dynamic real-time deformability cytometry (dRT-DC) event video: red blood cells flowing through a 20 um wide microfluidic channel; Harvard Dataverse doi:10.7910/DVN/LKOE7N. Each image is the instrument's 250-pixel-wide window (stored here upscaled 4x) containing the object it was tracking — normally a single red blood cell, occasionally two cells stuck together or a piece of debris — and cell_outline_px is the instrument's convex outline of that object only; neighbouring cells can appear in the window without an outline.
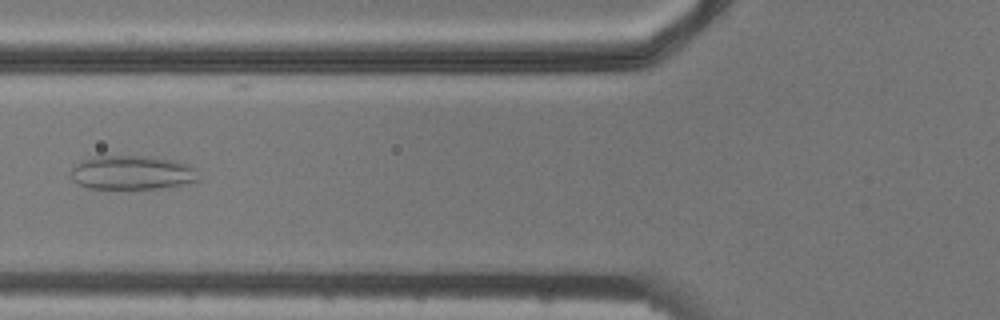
{"species": "common noctule bat (a hibernating species)", "species_latin": "Nyctalus noctula", "temperature_condition": "cold", "stored_images_in_passage": 7, "camera_frame_rate_fps": 3000, "um_per_image_px": 0.085, "animal": {"sex": "male", "body_mass_g": 20.5, "forearm_length_mm": 52.5}, "frame": {"image": 1, "passage_image": 6, "time_ms": 5.667, "image_size_px": [1000, 320], "cell_outline_px": [[200, 180], [160, 188], [88, 188], [76, 184], [72, 180], [72, 168], [80, 160], [96, 156], [148, 156], [172, 160], [188, 164], [196, 168]], "centroid_in_image_um": [11.21, 14.66], "position_along_channel_um": 114.6, "area_um2": 25.26}}